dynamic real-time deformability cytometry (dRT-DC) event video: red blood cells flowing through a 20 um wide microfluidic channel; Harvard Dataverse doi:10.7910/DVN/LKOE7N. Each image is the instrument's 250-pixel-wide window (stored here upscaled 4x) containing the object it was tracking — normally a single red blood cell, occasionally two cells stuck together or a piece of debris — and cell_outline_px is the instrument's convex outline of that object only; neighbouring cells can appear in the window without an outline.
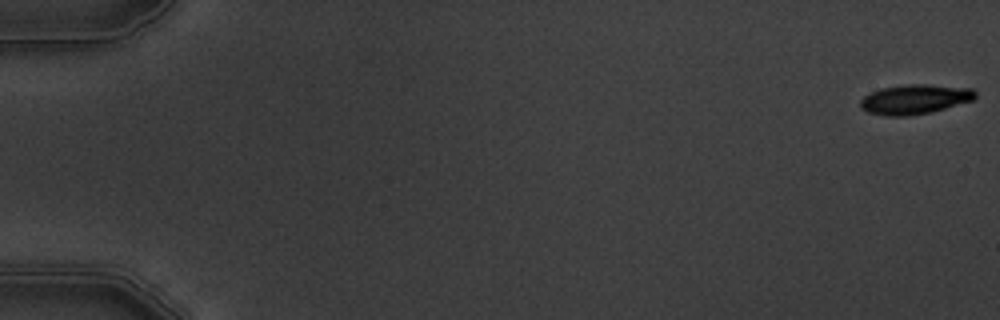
{"species": "common noctule bat (a hibernating species)", "species_latin": "Nyctalus noctula", "temperature_condition": "warm", "stored_images_in_passage": 6, "camera_frame_rate_fps": 3000, "um_per_image_px": 0.085, "animal": {"sex": "male", "body_mass_g": 19.5, "forearm_length_mm": 54.6}, "frame": {"image": 1, "passage_image": 1, "time_ms": 0.0, "image_size_px": [1000, 320], "cell_outline_px": [[976, 96], [972, 100], [932, 112], [908, 116], [884, 116], [868, 112], [860, 108], [860, 100], [864, 96], [872, 92], [884, 88], [908, 84], [920, 84], [972, 88], [976, 92]], "centroid_in_image_um": [77.74, 8.45], "position_along_channel_um": 7.3, "area_um2": 19.71}}
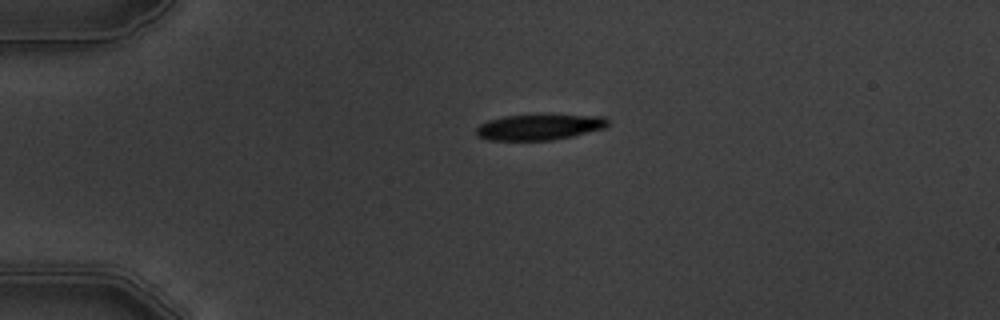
{"frame": {"image": 2, "passage_image": 5, "time_ms": 4.333, "image_size_px": [1000, 320], "cell_outline_px": [[608, 124], [604, 128], [572, 136], [552, 140], [488, 140], [476, 136], [476, 128], [480, 124], [488, 120], [504, 116], [604, 116], [608, 120]], "centroid_in_image_um": [45.78, 10.82], "position_along_channel_um": 39.2, "area_um2": 19.25}}